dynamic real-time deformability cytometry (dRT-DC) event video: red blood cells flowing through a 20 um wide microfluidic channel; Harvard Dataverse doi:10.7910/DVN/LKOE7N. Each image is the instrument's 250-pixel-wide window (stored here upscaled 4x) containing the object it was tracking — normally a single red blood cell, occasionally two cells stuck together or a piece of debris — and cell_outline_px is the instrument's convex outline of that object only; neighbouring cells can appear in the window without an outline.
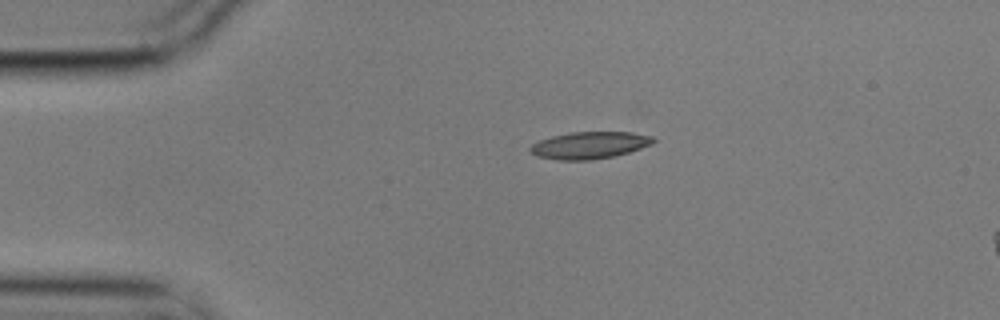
{"species": "common noctule bat (a hibernating species)", "species_latin": "Nyctalus noctula", "temperature_condition": "cold", "stored_images_in_passage": 3, "segment_of_instrument_passage": [1, 2], "camera_frame_rate_fps": 3000, "um_per_image_px": 0.085, "animal": {"sex": "male", "body_mass_g": 17.9}, "frame": {"image": 1, "passage_image": 1, "time_ms": 0.0, "image_size_px": [1000, 320], "cell_outline_px": [[656, 140], [652, 144], [628, 152], [612, 156], [592, 160], [556, 160], [536, 156], [528, 148], [532, 144], [540, 140], [552, 136], [572, 132], [632, 132], [652, 136]], "centroid_in_image_um": [50.09, 12.34], "position_along_channel_um": 34.9, "area_um2": 19.31}}